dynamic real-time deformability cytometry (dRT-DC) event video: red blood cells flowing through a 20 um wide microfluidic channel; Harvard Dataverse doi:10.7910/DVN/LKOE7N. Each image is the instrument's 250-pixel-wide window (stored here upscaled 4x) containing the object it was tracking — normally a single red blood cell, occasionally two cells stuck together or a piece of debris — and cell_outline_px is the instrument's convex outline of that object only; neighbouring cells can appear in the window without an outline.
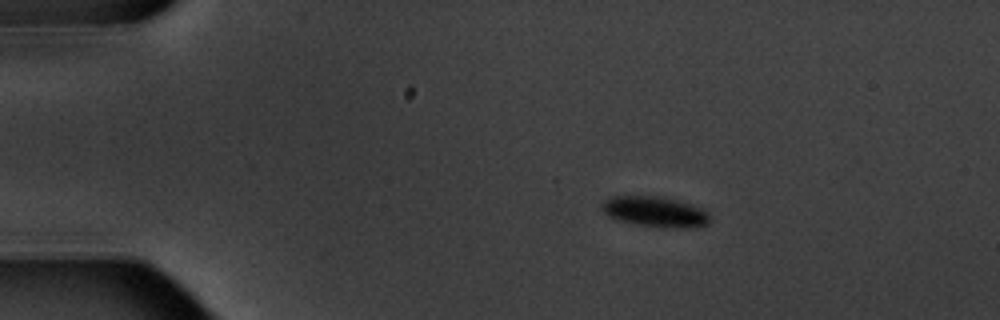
{"species": "common noctule bat (a hibernating species)", "species_latin": "Nyctalus noctula", "temperature_condition": "warm", "stored_images_in_passage": 5, "camera_frame_rate_fps": 3000, "um_per_image_px": 0.085, "animal": {"sex": "male", "body_mass_g": 20.1, "forearm_length_mm": 53.5}, "frame": {"image": 1, "passage_image": 3, "time_ms": 2.333, "image_size_px": [1000, 320], "cell_outline_px": [[708, 224], [696, 228], [660, 228], [636, 224], [620, 220], [608, 216], [604, 212], [604, 200], [612, 196], [660, 196], [692, 204], [704, 208], [708, 212]], "centroid_in_image_um": [55.75, 18.01], "position_along_channel_um": 29.2, "area_um2": 19.25}}